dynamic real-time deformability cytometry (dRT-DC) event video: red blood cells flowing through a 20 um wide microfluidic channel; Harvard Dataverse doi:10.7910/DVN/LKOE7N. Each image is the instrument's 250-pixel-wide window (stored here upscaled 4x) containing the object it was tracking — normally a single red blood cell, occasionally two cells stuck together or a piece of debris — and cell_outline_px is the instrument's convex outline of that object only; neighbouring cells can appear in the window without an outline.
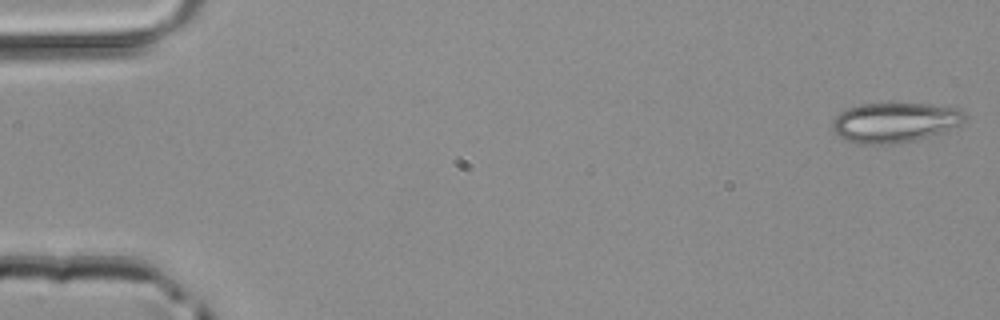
{"species": "common noctule bat (a hibernating species)", "species_latin": "Nyctalus noctula", "temperature_condition": "room temperature", "stored_images_in_passage": 47, "camera_frame_rate_fps": 3000, "um_per_image_px": 0.085, "animal": {"sex": "male", "body_mass_g": 20.4}, "frame": {"image": 1, "passage_image": 1, "time_ms": 0.0, "image_size_px": [1000, 320], "cell_outline_px": [[968, 116], [960, 124], [940, 132], [916, 140], [896, 144], [856, 144], [840, 136], [832, 128], [832, 120], [840, 112], [848, 108], [860, 104], [928, 104], [960, 108]], "centroid_in_image_um": [76.05, 10.41], "position_along_channel_um": 8.9, "area_um2": 30.63}}
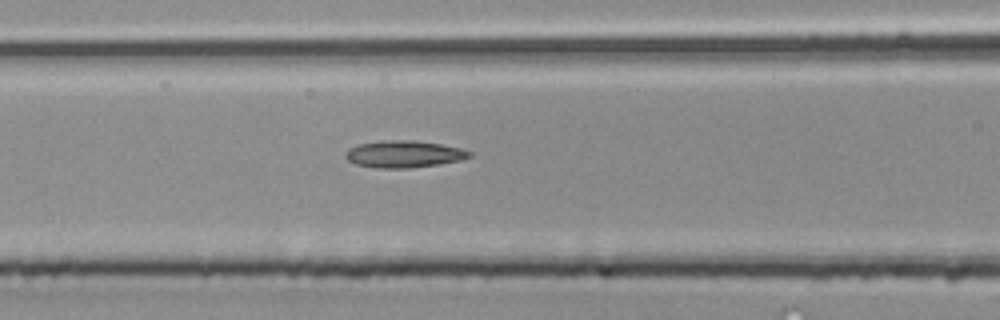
{"frame": {"image": 2, "passage_image": 20, "time_ms": 6.333, "image_size_px": [1000, 320], "cell_outline_px": [[472, 156], [460, 160], [440, 164], [408, 168], [376, 168], [356, 164], [348, 160], [344, 156], [344, 152], [348, 148], [360, 144], [388, 140], [412, 140], [440, 144], [460, 148], [472, 152]], "centroid_in_image_um": [34.32, 13.1], "position_along_channel_um": 132.3, "area_um2": 19.42}}
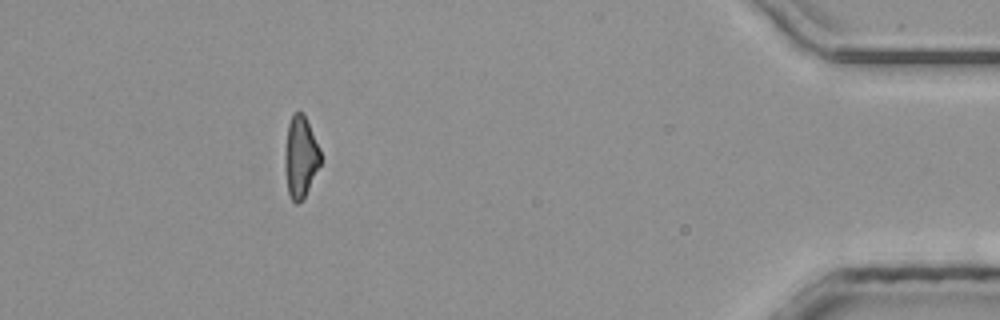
{"frame": {"image": 3, "passage_image": 43, "time_ms": 14.0, "image_size_px": [1000, 320], "cell_outline_px": [[320, 164], [304, 196], [296, 204], [292, 200], [288, 192], [284, 168], [284, 152], [288, 124], [292, 112], [304, 112], [320, 148]], "centroid_in_image_um": [25.52, 13.27], "position_along_channel_um": 409.7, "area_um2": 16.94}}